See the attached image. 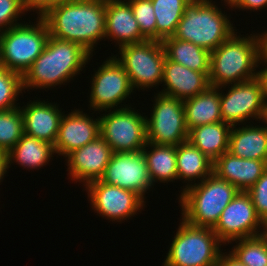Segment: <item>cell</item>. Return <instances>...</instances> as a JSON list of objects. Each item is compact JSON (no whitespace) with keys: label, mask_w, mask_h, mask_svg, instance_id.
<instances>
[{"label":"cell","mask_w":267,"mask_h":266,"mask_svg":"<svg viewBox=\"0 0 267 266\" xmlns=\"http://www.w3.org/2000/svg\"><path fill=\"white\" fill-rule=\"evenodd\" d=\"M105 17V0H63L42 18L51 37L77 43L92 55L105 39Z\"/></svg>","instance_id":"cell-1"},{"label":"cell","mask_w":267,"mask_h":266,"mask_svg":"<svg viewBox=\"0 0 267 266\" xmlns=\"http://www.w3.org/2000/svg\"><path fill=\"white\" fill-rule=\"evenodd\" d=\"M92 56L77 43L50 36L45 49L22 76L23 91L50 89L69 83L80 74Z\"/></svg>","instance_id":"cell-2"},{"label":"cell","mask_w":267,"mask_h":266,"mask_svg":"<svg viewBox=\"0 0 267 266\" xmlns=\"http://www.w3.org/2000/svg\"><path fill=\"white\" fill-rule=\"evenodd\" d=\"M237 33L211 52L209 81L213 87L225 90L227 85L257 77L256 69L261 61L259 33L248 36Z\"/></svg>","instance_id":"cell-3"},{"label":"cell","mask_w":267,"mask_h":266,"mask_svg":"<svg viewBox=\"0 0 267 266\" xmlns=\"http://www.w3.org/2000/svg\"><path fill=\"white\" fill-rule=\"evenodd\" d=\"M212 0H191L172 37L189 41L210 52L236 30L227 13ZM235 28V29H234Z\"/></svg>","instance_id":"cell-4"},{"label":"cell","mask_w":267,"mask_h":266,"mask_svg":"<svg viewBox=\"0 0 267 266\" xmlns=\"http://www.w3.org/2000/svg\"><path fill=\"white\" fill-rule=\"evenodd\" d=\"M179 196L182 217L188 224L213 228L222 211L239 190L214 173L202 182L182 188Z\"/></svg>","instance_id":"cell-5"},{"label":"cell","mask_w":267,"mask_h":266,"mask_svg":"<svg viewBox=\"0 0 267 266\" xmlns=\"http://www.w3.org/2000/svg\"><path fill=\"white\" fill-rule=\"evenodd\" d=\"M50 37L43 18L36 24L24 23L0 32V65L21 76L45 49Z\"/></svg>","instance_id":"cell-6"},{"label":"cell","mask_w":267,"mask_h":266,"mask_svg":"<svg viewBox=\"0 0 267 266\" xmlns=\"http://www.w3.org/2000/svg\"><path fill=\"white\" fill-rule=\"evenodd\" d=\"M222 244L212 228L182 219L162 266H215Z\"/></svg>","instance_id":"cell-7"},{"label":"cell","mask_w":267,"mask_h":266,"mask_svg":"<svg viewBox=\"0 0 267 266\" xmlns=\"http://www.w3.org/2000/svg\"><path fill=\"white\" fill-rule=\"evenodd\" d=\"M114 55L129 76L133 89L145 90L162 84L163 66L166 60L161 41L145 40L121 46ZM118 56V58H117Z\"/></svg>","instance_id":"cell-8"},{"label":"cell","mask_w":267,"mask_h":266,"mask_svg":"<svg viewBox=\"0 0 267 266\" xmlns=\"http://www.w3.org/2000/svg\"><path fill=\"white\" fill-rule=\"evenodd\" d=\"M125 104L100 115V136L113 152L142 151L147 143L146 115Z\"/></svg>","instance_id":"cell-9"},{"label":"cell","mask_w":267,"mask_h":266,"mask_svg":"<svg viewBox=\"0 0 267 266\" xmlns=\"http://www.w3.org/2000/svg\"><path fill=\"white\" fill-rule=\"evenodd\" d=\"M154 98L150 117L146 116L147 142L177 146L188 141L183 101L160 92Z\"/></svg>","instance_id":"cell-10"},{"label":"cell","mask_w":267,"mask_h":266,"mask_svg":"<svg viewBox=\"0 0 267 266\" xmlns=\"http://www.w3.org/2000/svg\"><path fill=\"white\" fill-rule=\"evenodd\" d=\"M95 70L91 78L90 110L101 111L118 109V105L134 92L129 76L123 66L111 55ZM116 106V107H115Z\"/></svg>","instance_id":"cell-11"},{"label":"cell","mask_w":267,"mask_h":266,"mask_svg":"<svg viewBox=\"0 0 267 266\" xmlns=\"http://www.w3.org/2000/svg\"><path fill=\"white\" fill-rule=\"evenodd\" d=\"M229 86L227 94L220 91V110L224 123L232 127L244 125L253 118L265 120L267 106L263 99L262 84L257 77Z\"/></svg>","instance_id":"cell-12"},{"label":"cell","mask_w":267,"mask_h":266,"mask_svg":"<svg viewBox=\"0 0 267 266\" xmlns=\"http://www.w3.org/2000/svg\"><path fill=\"white\" fill-rule=\"evenodd\" d=\"M261 227L262 220L256 213L251 196L245 191H239L222 211L212 229L225 245L235 240L261 235Z\"/></svg>","instance_id":"cell-13"},{"label":"cell","mask_w":267,"mask_h":266,"mask_svg":"<svg viewBox=\"0 0 267 266\" xmlns=\"http://www.w3.org/2000/svg\"><path fill=\"white\" fill-rule=\"evenodd\" d=\"M91 210L110 221H127L145 206L137 193L95 180L85 186Z\"/></svg>","instance_id":"cell-14"},{"label":"cell","mask_w":267,"mask_h":266,"mask_svg":"<svg viewBox=\"0 0 267 266\" xmlns=\"http://www.w3.org/2000/svg\"><path fill=\"white\" fill-rule=\"evenodd\" d=\"M100 181L133 191L143 200L153 187L142 151L113 152Z\"/></svg>","instance_id":"cell-15"},{"label":"cell","mask_w":267,"mask_h":266,"mask_svg":"<svg viewBox=\"0 0 267 266\" xmlns=\"http://www.w3.org/2000/svg\"><path fill=\"white\" fill-rule=\"evenodd\" d=\"M112 154L113 150L101 136L69 153L65 161H67L70 180L79 182V184L82 182L84 186L92 181L100 180Z\"/></svg>","instance_id":"cell-16"},{"label":"cell","mask_w":267,"mask_h":266,"mask_svg":"<svg viewBox=\"0 0 267 266\" xmlns=\"http://www.w3.org/2000/svg\"><path fill=\"white\" fill-rule=\"evenodd\" d=\"M98 136H100V118L94 119L82 110L74 109L68 114H63L54 144L55 154L66 157Z\"/></svg>","instance_id":"cell-17"},{"label":"cell","mask_w":267,"mask_h":266,"mask_svg":"<svg viewBox=\"0 0 267 266\" xmlns=\"http://www.w3.org/2000/svg\"><path fill=\"white\" fill-rule=\"evenodd\" d=\"M58 106L45 100H30L27 105L20 106L24 133L54 145L64 114Z\"/></svg>","instance_id":"cell-18"},{"label":"cell","mask_w":267,"mask_h":266,"mask_svg":"<svg viewBox=\"0 0 267 266\" xmlns=\"http://www.w3.org/2000/svg\"><path fill=\"white\" fill-rule=\"evenodd\" d=\"M162 83L165 87L160 93L182 101L206 91L211 86L207 74L194 71L167 58L163 66Z\"/></svg>","instance_id":"cell-19"},{"label":"cell","mask_w":267,"mask_h":266,"mask_svg":"<svg viewBox=\"0 0 267 266\" xmlns=\"http://www.w3.org/2000/svg\"><path fill=\"white\" fill-rule=\"evenodd\" d=\"M105 10V39L112 38L119 47L147 40L128 1L105 0Z\"/></svg>","instance_id":"cell-20"},{"label":"cell","mask_w":267,"mask_h":266,"mask_svg":"<svg viewBox=\"0 0 267 266\" xmlns=\"http://www.w3.org/2000/svg\"><path fill=\"white\" fill-rule=\"evenodd\" d=\"M266 170V161L238 158L228 151L213 162V173L218 178L228 181L239 191L245 192Z\"/></svg>","instance_id":"cell-21"},{"label":"cell","mask_w":267,"mask_h":266,"mask_svg":"<svg viewBox=\"0 0 267 266\" xmlns=\"http://www.w3.org/2000/svg\"><path fill=\"white\" fill-rule=\"evenodd\" d=\"M262 123L264 126L252 124L241 128L232 126L229 133L228 152L238 158L267 162V122L262 120Z\"/></svg>","instance_id":"cell-22"},{"label":"cell","mask_w":267,"mask_h":266,"mask_svg":"<svg viewBox=\"0 0 267 266\" xmlns=\"http://www.w3.org/2000/svg\"><path fill=\"white\" fill-rule=\"evenodd\" d=\"M220 90V87L210 86L206 91L183 100L188 131L199 125L222 122Z\"/></svg>","instance_id":"cell-23"},{"label":"cell","mask_w":267,"mask_h":266,"mask_svg":"<svg viewBox=\"0 0 267 266\" xmlns=\"http://www.w3.org/2000/svg\"><path fill=\"white\" fill-rule=\"evenodd\" d=\"M176 163L178 179L187 183L185 188L195 184L197 179V183L202 182L213 173V161L189 141L176 146Z\"/></svg>","instance_id":"cell-24"},{"label":"cell","mask_w":267,"mask_h":266,"mask_svg":"<svg viewBox=\"0 0 267 266\" xmlns=\"http://www.w3.org/2000/svg\"><path fill=\"white\" fill-rule=\"evenodd\" d=\"M230 129L223 121L199 125L188 131V141L214 162L228 151Z\"/></svg>","instance_id":"cell-25"},{"label":"cell","mask_w":267,"mask_h":266,"mask_svg":"<svg viewBox=\"0 0 267 266\" xmlns=\"http://www.w3.org/2000/svg\"><path fill=\"white\" fill-rule=\"evenodd\" d=\"M166 58L189 69L210 75L211 52L189 41L172 36L162 41Z\"/></svg>","instance_id":"cell-26"},{"label":"cell","mask_w":267,"mask_h":266,"mask_svg":"<svg viewBox=\"0 0 267 266\" xmlns=\"http://www.w3.org/2000/svg\"><path fill=\"white\" fill-rule=\"evenodd\" d=\"M54 145L43 140L23 134L21 139L7 153L9 167L15 162L28 170L40 169L54 157Z\"/></svg>","instance_id":"cell-27"},{"label":"cell","mask_w":267,"mask_h":266,"mask_svg":"<svg viewBox=\"0 0 267 266\" xmlns=\"http://www.w3.org/2000/svg\"><path fill=\"white\" fill-rule=\"evenodd\" d=\"M142 152L147 161L148 173L153 186L158 181L173 183L174 180H178L175 145L147 142Z\"/></svg>","instance_id":"cell-28"},{"label":"cell","mask_w":267,"mask_h":266,"mask_svg":"<svg viewBox=\"0 0 267 266\" xmlns=\"http://www.w3.org/2000/svg\"><path fill=\"white\" fill-rule=\"evenodd\" d=\"M191 0H151L156 16V41L173 36Z\"/></svg>","instance_id":"cell-29"},{"label":"cell","mask_w":267,"mask_h":266,"mask_svg":"<svg viewBox=\"0 0 267 266\" xmlns=\"http://www.w3.org/2000/svg\"><path fill=\"white\" fill-rule=\"evenodd\" d=\"M24 134L19 107L0 111V152L8 153Z\"/></svg>","instance_id":"cell-30"},{"label":"cell","mask_w":267,"mask_h":266,"mask_svg":"<svg viewBox=\"0 0 267 266\" xmlns=\"http://www.w3.org/2000/svg\"><path fill=\"white\" fill-rule=\"evenodd\" d=\"M236 243L230 251L247 266H267V241L254 236L233 241Z\"/></svg>","instance_id":"cell-31"},{"label":"cell","mask_w":267,"mask_h":266,"mask_svg":"<svg viewBox=\"0 0 267 266\" xmlns=\"http://www.w3.org/2000/svg\"><path fill=\"white\" fill-rule=\"evenodd\" d=\"M22 91V76L0 65V111L19 107L16 101Z\"/></svg>","instance_id":"cell-32"},{"label":"cell","mask_w":267,"mask_h":266,"mask_svg":"<svg viewBox=\"0 0 267 266\" xmlns=\"http://www.w3.org/2000/svg\"><path fill=\"white\" fill-rule=\"evenodd\" d=\"M141 34L147 40H156V16L151 0H129Z\"/></svg>","instance_id":"cell-33"},{"label":"cell","mask_w":267,"mask_h":266,"mask_svg":"<svg viewBox=\"0 0 267 266\" xmlns=\"http://www.w3.org/2000/svg\"><path fill=\"white\" fill-rule=\"evenodd\" d=\"M22 14L26 15L21 0H0V32L22 24L18 22Z\"/></svg>","instance_id":"cell-34"},{"label":"cell","mask_w":267,"mask_h":266,"mask_svg":"<svg viewBox=\"0 0 267 266\" xmlns=\"http://www.w3.org/2000/svg\"><path fill=\"white\" fill-rule=\"evenodd\" d=\"M247 193L251 196L256 213L263 222L267 219V170Z\"/></svg>","instance_id":"cell-35"},{"label":"cell","mask_w":267,"mask_h":266,"mask_svg":"<svg viewBox=\"0 0 267 266\" xmlns=\"http://www.w3.org/2000/svg\"><path fill=\"white\" fill-rule=\"evenodd\" d=\"M61 1L63 0H21V5L24 12L35 10L38 18H42Z\"/></svg>","instance_id":"cell-36"},{"label":"cell","mask_w":267,"mask_h":266,"mask_svg":"<svg viewBox=\"0 0 267 266\" xmlns=\"http://www.w3.org/2000/svg\"><path fill=\"white\" fill-rule=\"evenodd\" d=\"M233 9H242L244 11H261L260 9L267 8V0H239L233 7Z\"/></svg>","instance_id":"cell-37"},{"label":"cell","mask_w":267,"mask_h":266,"mask_svg":"<svg viewBox=\"0 0 267 266\" xmlns=\"http://www.w3.org/2000/svg\"><path fill=\"white\" fill-rule=\"evenodd\" d=\"M215 266H247V265L242 263L229 251V253L221 252Z\"/></svg>","instance_id":"cell-38"},{"label":"cell","mask_w":267,"mask_h":266,"mask_svg":"<svg viewBox=\"0 0 267 266\" xmlns=\"http://www.w3.org/2000/svg\"><path fill=\"white\" fill-rule=\"evenodd\" d=\"M260 38V65L267 67V30L259 34ZM264 64V65H263Z\"/></svg>","instance_id":"cell-39"},{"label":"cell","mask_w":267,"mask_h":266,"mask_svg":"<svg viewBox=\"0 0 267 266\" xmlns=\"http://www.w3.org/2000/svg\"><path fill=\"white\" fill-rule=\"evenodd\" d=\"M257 78L262 84L263 99L267 106V67H264L258 71Z\"/></svg>","instance_id":"cell-40"},{"label":"cell","mask_w":267,"mask_h":266,"mask_svg":"<svg viewBox=\"0 0 267 266\" xmlns=\"http://www.w3.org/2000/svg\"><path fill=\"white\" fill-rule=\"evenodd\" d=\"M8 169H9L8 155L7 153L0 152V183L3 182V179Z\"/></svg>","instance_id":"cell-41"},{"label":"cell","mask_w":267,"mask_h":266,"mask_svg":"<svg viewBox=\"0 0 267 266\" xmlns=\"http://www.w3.org/2000/svg\"><path fill=\"white\" fill-rule=\"evenodd\" d=\"M263 231L261 232V236L267 241V219L262 222Z\"/></svg>","instance_id":"cell-42"},{"label":"cell","mask_w":267,"mask_h":266,"mask_svg":"<svg viewBox=\"0 0 267 266\" xmlns=\"http://www.w3.org/2000/svg\"><path fill=\"white\" fill-rule=\"evenodd\" d=\"M239 0H224V3L227 4L225 6H228L229 8L233 7Z\"/></svg>","instance_id":"cell-43"},{"label":"cell","mask_w":267,"mask_h":266,"mask_svg":"<svg viewBox=\"0 0 267 266\" xmlns=\"http://www.w3.org/2000/svg\"><path fill=\"white\" fill-rule=\"evenodd\" d=\"M265 121L267 122V109H266V117H265Z\"/></svg>","instance_id":"cell-44"}]
</instances>
